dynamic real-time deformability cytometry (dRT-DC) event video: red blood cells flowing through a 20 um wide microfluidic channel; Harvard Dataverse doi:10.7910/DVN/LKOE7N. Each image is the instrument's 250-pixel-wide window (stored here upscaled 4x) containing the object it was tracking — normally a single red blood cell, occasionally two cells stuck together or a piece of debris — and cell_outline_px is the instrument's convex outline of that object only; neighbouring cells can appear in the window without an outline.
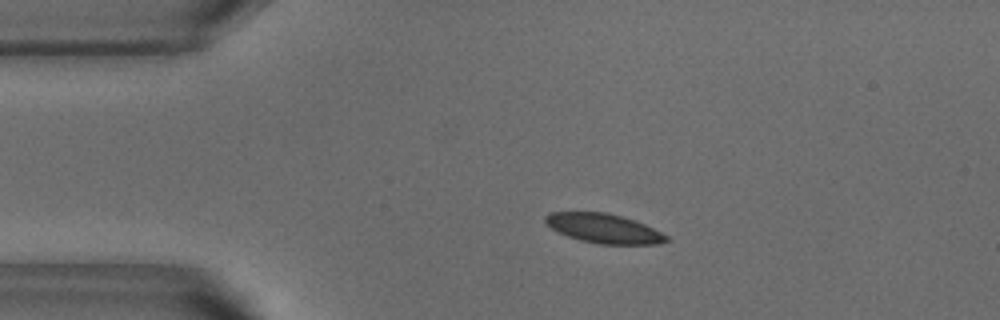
{"species": "common noctule bat (a hibernating species)", "species_latin": "Nyctalus noctula", "temperature_condition": "warm", "stored_images_in_passage": 43, "camera_frame_rate_fps": 3000, "um_per_image_px": 0.085, "animal": {"sex": "male", "body_mass_g": 18.8}, "frame": {"image": 1, "passage_image": 1, "time_ms": 0.0, "image_size_px": [1000, 320], "cell_outline_px": [[668, 240], [660, 244], [600, 244], [580, 240], [556, 232], [544, 220], [544, 216], [548, 212], [604, 212], [620, 216], [644, 224], [668, 236]], "centroid_in_image_um": [51.28, 19.42], "position_along_channel_um": 33.7, "area_um2": 20.52}}
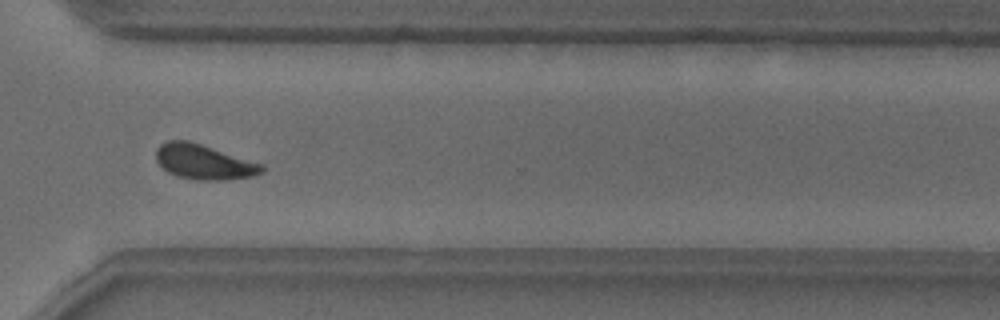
{"frame": {"image": 2, "passage_image": 29, "time_ms": 9.333, "image_size_px": [1000, 320], "cell_outline_px": [[264, 172], [252, 176], [228, 180], [200, 180], [180, 176], [168, 172], [156, 160], [156, 148], [160, 144], [168, 140], [188, 140], [264, 164]], "centroid_in_image_um": [17.35, 13.76], "position_along_channel_um": 353.3, "area_um2": 21.44}}
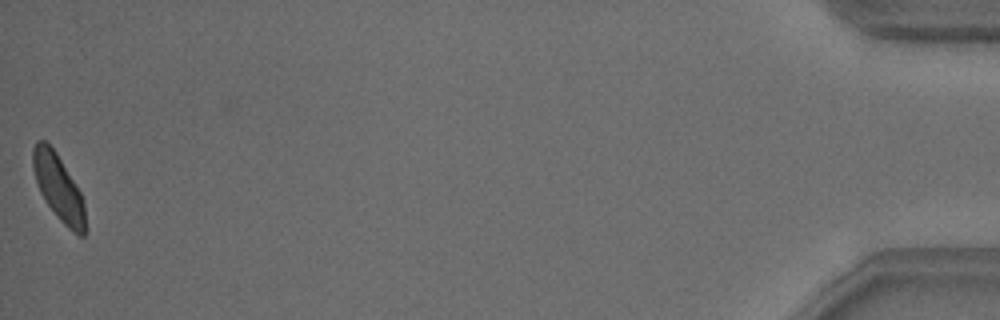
{"frame": {"image": 3, "passage_image": 43, "time_ms": 14.0, "image_size_px": [1000, 320], "cell_outline_px": [[84, 236], [80, 236], [72, 232], [56, 216], [40, 192], [32, 168], [32, 148], [36, 140], [44, 140], [56, 152], [80, 192], [84, 200]], "centroid_in_image_um": [4.94, 15.92], "position_along_channel_um": 430.3, "area_um2": 19.83}, "authors_computed_cell_mechanics": {"area_um2": 21.2126, "velocity_mm_per_s": 3.7969, "shape_relaxation_time_tau1_ms": 2.7747, "shape_relaxation_time_tau2_ms": 0.7934, "deformation_change_tau1": 0.1029, "deformation_change_tau2": 0.0568}}